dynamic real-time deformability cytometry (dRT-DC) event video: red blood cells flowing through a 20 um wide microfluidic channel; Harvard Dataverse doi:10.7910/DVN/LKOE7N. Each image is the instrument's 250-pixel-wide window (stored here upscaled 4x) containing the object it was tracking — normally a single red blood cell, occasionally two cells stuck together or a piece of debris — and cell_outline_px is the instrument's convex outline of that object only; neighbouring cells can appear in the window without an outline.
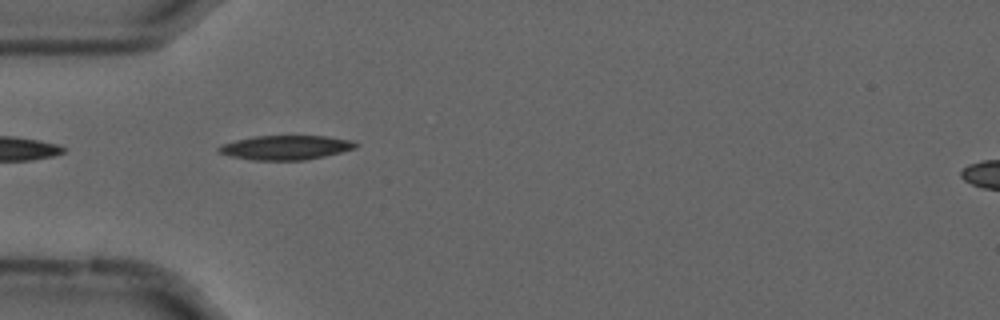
{"species": "common noctule bat (a hibernating species)", "species_latin": "Nyctalus noctula", "temperature_condition": "cold", "stored_images_in_passage": 15, "camera_frame_rate_fps": 3000, "um_per_image_px": 0.085, "animal": {"sex": "male", "forearm_length_mm": 52.5}, "frame": {"image": 1, "passage_image": 1, "time_ms": 0.0, "image_size_px": [1000, 320], "cell_outline_px": [[360, 144], [356, 148], [324, 156], [304, 160], [252, 160], [232, 156], [216, 152], [216, 148], [220, 144], [252, 136], [324, 136], [352, 140]], "centroid_in_image_um": [24.26, 12.53], "position_along_channel_um": 60.7, "area_um2": 19.48}}
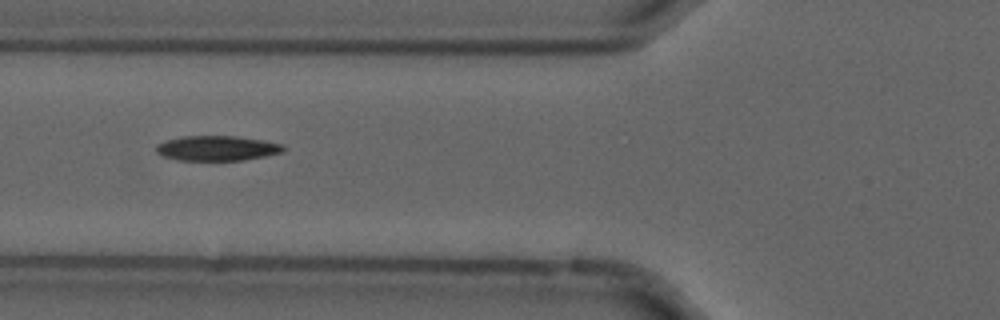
{"frame": {"image": 2, "passage_image": 5, "time_ms": 1.333, "image_size_px": [1000, 320], "cell_outline_px": [[284, 152], [244, 160], [176, 160], [164, 156], [156, 152], [156, 144], [164, 140], [184, 136], [236, 136], [264, 140], [284, 144]], "centroid_in_image_um": [18.45, 12.59], "position_along_channel_um": 107.4, "area_um2": 18.61}}
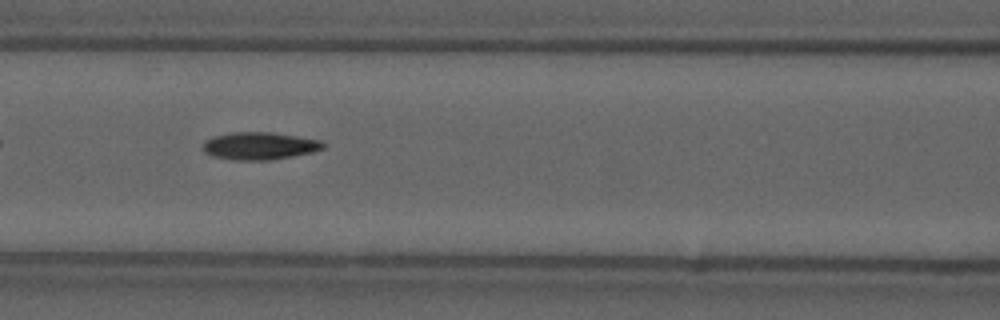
{"frame": {"image": 3, "passage_image": 8, "time_ms": 2.333, "image_size_px": [1000, 320], "cell_outline_px": [[324, 148], [312, 152], [272, 160], [232, 160], [212, 156], [204, 152], [204, 140], [216, 136], [232, 132], [272, 132], [320, 140], [324, 144]], "centroid_in_image_um": [22.05, 12.4], "position_along_channel_um": 144.6, "area_um2": 19.19}}